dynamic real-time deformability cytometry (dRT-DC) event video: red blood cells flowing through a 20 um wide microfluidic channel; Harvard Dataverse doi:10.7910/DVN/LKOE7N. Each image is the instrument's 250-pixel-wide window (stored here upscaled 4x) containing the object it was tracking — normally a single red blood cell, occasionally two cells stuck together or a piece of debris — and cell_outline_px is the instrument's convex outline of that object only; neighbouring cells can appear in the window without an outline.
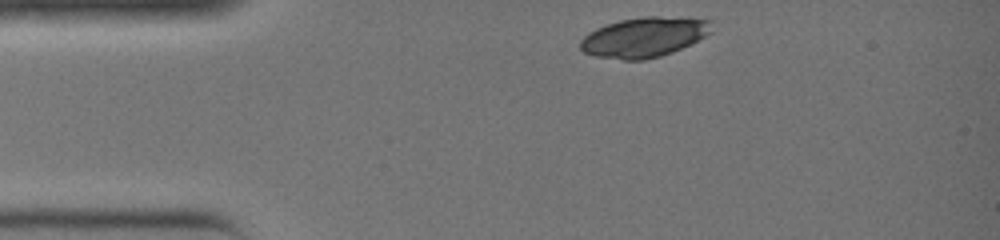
{"species": "common noctule bat (a hibernating species)", "species_latin": "Nyctalus noctula", "temperature_condition": "warm", "stored_images_in_passage": 26, "camera_frame_rate_fps": 3000, "um_per_image_px": 0.085, "animal": {"sex": "female", "body_mass_g": 19.0, "forearm_length_mm": 51.5}, "frame": {"image": 1, "passage_image": 1, "time_ms": 0.0, "image_size_px": [1000, 240], "cell_outline_px": [[712, 32], [672, 52], [660, 56], [644, 60], [624, 60], [596, 56], [584, 52], [580, 48], [580, 40], [588, 32], [596, 28], [620, 20], [644, 16], [660, 16], [712, 20]], "centroid_in_image_um": [54.73, 3.15], "position_along_channel_um": 30.3, "area_um2": 30.35}}